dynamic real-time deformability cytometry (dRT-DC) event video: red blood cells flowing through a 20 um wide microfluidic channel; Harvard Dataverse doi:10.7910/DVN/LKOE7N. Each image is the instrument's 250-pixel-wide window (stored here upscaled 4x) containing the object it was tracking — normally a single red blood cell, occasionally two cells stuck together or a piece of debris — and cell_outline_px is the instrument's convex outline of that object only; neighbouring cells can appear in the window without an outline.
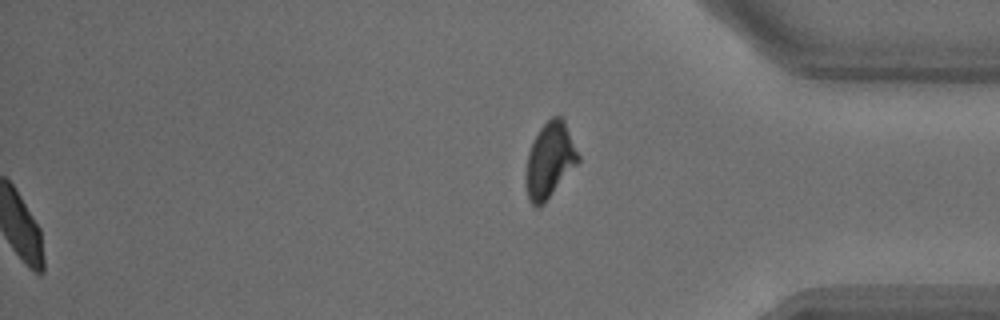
{"species": "common noctule bat (a hibernating species)", "species_latin": "Nyctalus noctula", "temperature_condition": "warm", "stored_images_in_passage": 29, "segment_of_instrument_passage": [2, 2], "camera_frame_rate_fps": 3000, "um_per_image_px": 0.085, "animal": {"sex": "male", "body_mass_g": 18.8}, "frame": {"image": 1, "passage_image": 29, "time_ms": 9.333, "image_size_px": [1000, 320], "cell_outline_px": [[580, 160], [544, 204], [536, 208], [528, 200], [524, 184], [524, 172], [528, 152], [532, 140], [540, 128], [552, 116], [560, 116], [564, 120], [580, 156]], "centroid_in_image_um": [46.68, 13.65], "position_along_channel_um": 388.5, "area_um2": 23.29}}